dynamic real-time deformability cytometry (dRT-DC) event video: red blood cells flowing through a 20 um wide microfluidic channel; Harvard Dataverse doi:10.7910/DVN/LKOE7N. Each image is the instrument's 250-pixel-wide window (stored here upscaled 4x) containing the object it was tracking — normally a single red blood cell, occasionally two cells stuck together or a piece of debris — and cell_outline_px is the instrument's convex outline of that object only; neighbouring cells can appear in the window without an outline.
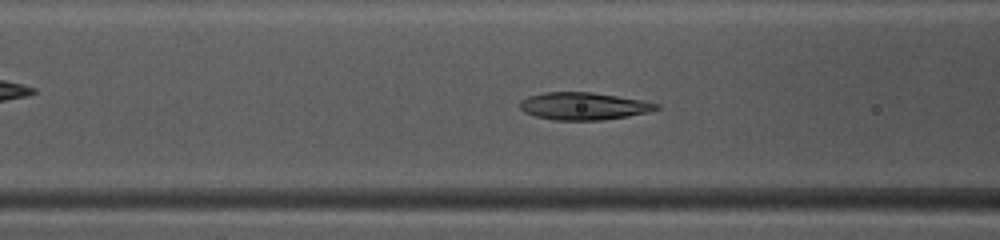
{"species": "common noctule bat (a hibernating species)", "species_latin": "Nyctalus noctula", "temperature_condition": "warm", "stored_images_in_passage": 38, "camera_frame_rate_fps": 3000, "um_per_image_px": 0.085, "animal": {"sex": "female", "body_mass_g": 10.0, "forearm_length_mm": 53.1}, "frame": {"image": 1, "passage_image": 9, "time_ms": 2.667, "image_size_px": [1000, 240], "cell_outline_px": [[660, 108], [648, 112], [628, 116], [600, 120], [556, 120], [536, 116], [524, 112], [520, 108], [520, 100], [528, 96], [544, 92], [592, 92], [640, 100], [660, 104]], "centroid_in_image_um": [49.59, 9.01], "position_along_channel_um": 117.0, "area_um2": 21.68}}
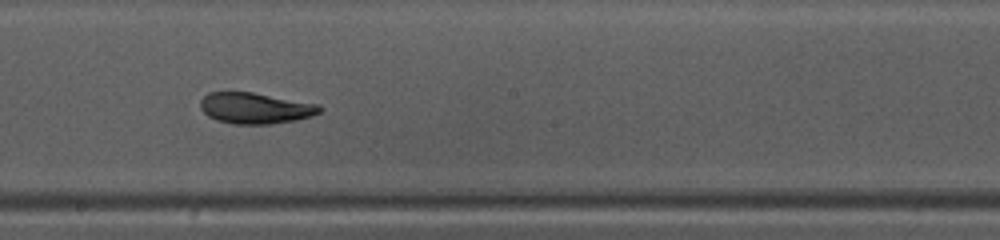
{"frame": {"image": 2, "passage_image": 17, "time_ms": 5.333, "image_size_px": [1000, 240], "cell_outline_px": [[324, 108], [320, 112], [312, 116], [296, 120], [272, 124], [232, 124], [216, 120], [208, 116], [200, 108], [200, 100], [208, 92], [252, 92], [320, 104]], "centroid_in_image_um": [21.72, 9.19], "position_along_channel_um": 226.5, "area_um2": 21.79}}
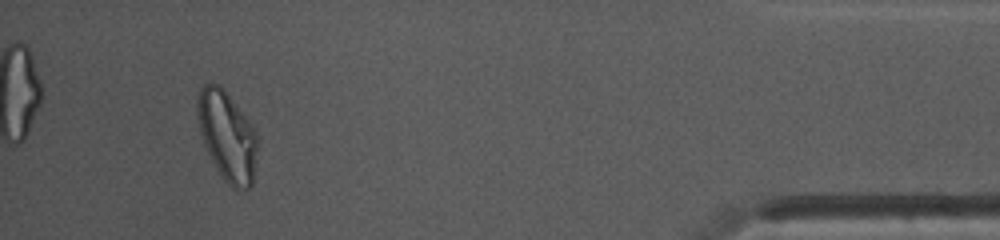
{"frame": {"image": 3, "passage_image": 35, "time_ms": 11.333, "image_size_px": [1000, 240], "cell_outline_px": [[256, 152], [252, 184], [248, 188], [240, 192], [232, 188], [224, 180], [216, 168], [200, 136], [196, 112], [196, 104], [200, 88], [204, 84], [212, 80], [220, 84], [252, 124], [256, 132]], "centroid_in_image_um": [19.27, 11.53], "position_along_channel_um": 415.9, "area_um2": 31.56}, "authors_computed_cell_mechanics": {"area_um2": 22.1663, "velocity_mm_per_s": 4.0965, "shape_relaxation_time_tau1_ms": 4.9065, "shape_relaxation_time_tau2_ms": 2.8576, "deformation_change_tau1": 0.1668, "deformation_change_tau2": 0.08}}